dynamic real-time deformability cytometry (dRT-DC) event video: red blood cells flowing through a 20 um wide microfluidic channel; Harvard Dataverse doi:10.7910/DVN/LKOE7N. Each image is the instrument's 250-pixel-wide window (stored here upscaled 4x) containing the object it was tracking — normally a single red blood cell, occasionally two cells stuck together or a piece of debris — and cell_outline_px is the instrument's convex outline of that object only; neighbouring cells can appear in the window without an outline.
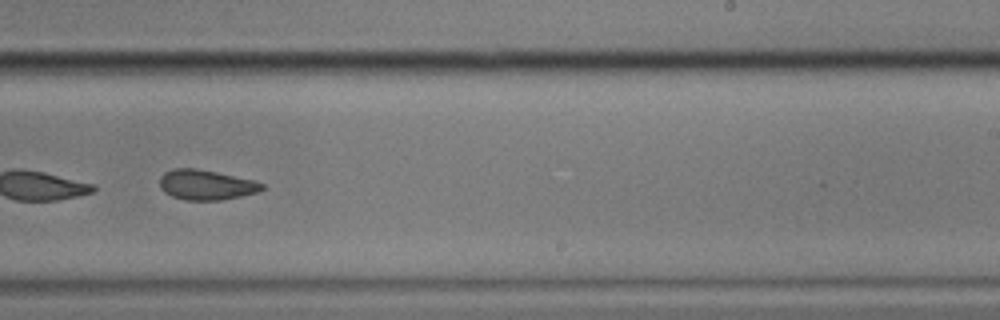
{"species": "common noctule bat (a hibernating species)", "species_latin": "Nyctalus noctula", "temperature_condition": "cold", "stored_images_in_passage": 14, "camera_frame_rate_fps": 3000, "um_per_image_px": 0.085, "animal": {"sex": "male", "body_mass_g": 17.9}, "frame": {"image": 1, "passage_image": 8, "time_ms": 8.333, "image_size_px": [1000, 320], "cell_outline_px": [[264, 188], [256, 192], [240, 196], [220, 200], [184, 200], [172, 196], [164, 192], [160, 188], [160, 176], [164, 172], [172, 168], [196, 168], [256, 180], [264, 184]], "centroid_in_image_um": [17.5, 15.7], "position_along_channel_um": 271.5, "area_um2": 17.98}, "authors_computed_cell_mechanics": {"area_um2": 19.4497, "velocity_mm_per_s": 3.5155, "shape_relaxation_time_tau1_ms": null, "shape_relaxation_time_tau2_ms": 4.1627, "deformation_change_tau1": null, "deformation_change_tau2": 0.0904}}